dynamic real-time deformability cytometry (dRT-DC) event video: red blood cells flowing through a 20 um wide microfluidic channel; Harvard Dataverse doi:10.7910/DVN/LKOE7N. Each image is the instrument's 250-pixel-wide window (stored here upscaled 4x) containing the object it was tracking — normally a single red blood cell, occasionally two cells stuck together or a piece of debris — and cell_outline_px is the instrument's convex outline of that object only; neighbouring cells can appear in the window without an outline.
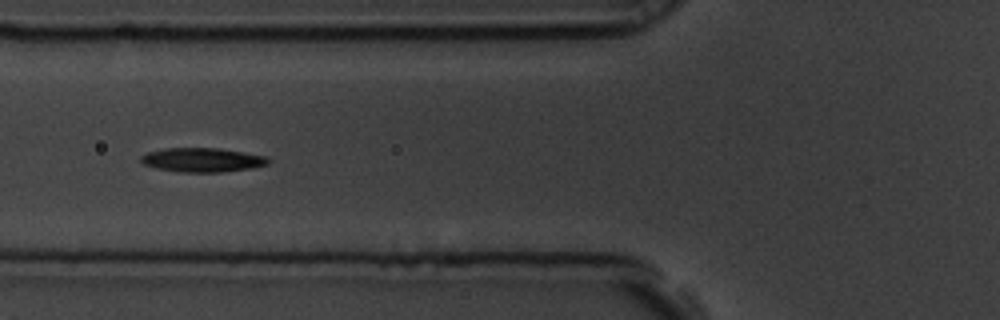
{"species": "common noctule bat (a hibernating species)", "species_latin": "Nyctalus noctula", "temperature_condition": "room temperature", "stored_images_in_passage": 34, "camera_frame_rate_fps": 3000, "um_per_image_px": 0.085, "animal": {"sex": "male", "body_mass_g": 19.5, "forearm_length_mm": 54.6}, "frame": {"image": 1, "passage_image": 6, "time_ms": 1.667, "image_size_px": [1000, 320], "cell_outline_px": [[272, 160], [268, 164], [252, 168], [220, 172], [180, 172], [156, 168], [144, 164], [140, 160], [140, 156], [148, 152], [164, 148], [216, 148], [244, 152], [268, 156]], "centroid_in_image_um": [17.23, 13.59], "position_along_channel_um": 108.6, "area_um2": 17.98}}
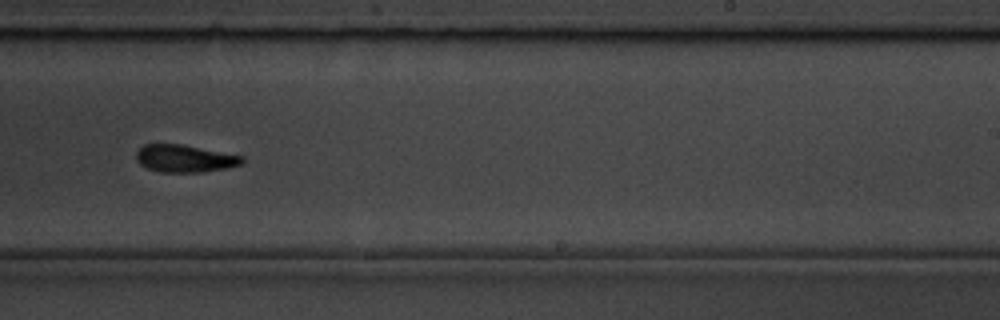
{"frame": {"image": 2, "passage_image": 20, "time_ms": 6.333, "image_size_px": [1000, 320], "cell_outline_px": [[244, 164], [228, 168], [200, 172], [160, 172], [148, 168], [140, 164], [136, 160], [136, 152], [144, 144], [184, 144], [244, 156]], "centroid_in_image_um": [15.74, 13.47], "position_along_channel_um": 273.3, "area_um2": 17.11}, "authors_computed_cell_mechanics": {"area_um2": 17.629, "velocity_mm_per_s": 3.5334, "shape_relaxation_time_tau1_ms": 4.9174, "shape_relaxation_time_tau2_ms": 6.0987, "deformation_change_tau1": 0.1764, "deformation_change_tau2": 0.1491}}